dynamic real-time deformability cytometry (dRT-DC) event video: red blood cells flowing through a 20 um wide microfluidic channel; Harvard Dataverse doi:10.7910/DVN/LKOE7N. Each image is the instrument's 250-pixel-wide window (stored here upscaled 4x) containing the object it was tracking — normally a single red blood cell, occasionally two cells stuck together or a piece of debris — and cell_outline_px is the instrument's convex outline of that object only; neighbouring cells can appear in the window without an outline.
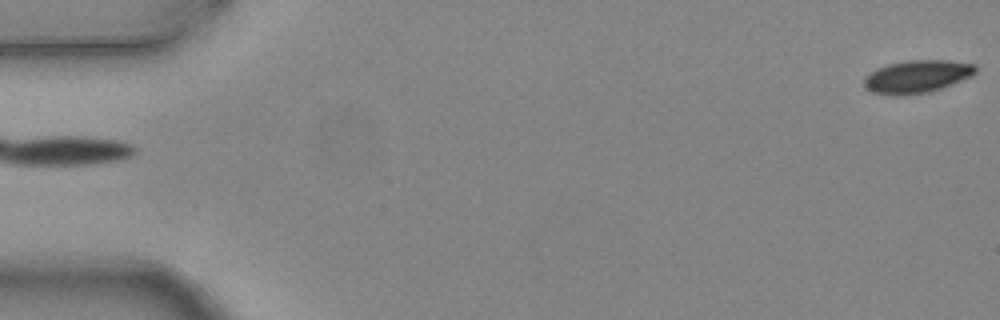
{"species": "common noctule bat (a hibernating species)", "species_latin": "Nyctalus noctula", "temperature_condition": "warm", "stored_images_in_passage": 5, "camera_frame_rate_fps": 3000, "um_per_image_px": 0.085, "animal": {"sex": "female", "body_mass_g": 24.6, "forearm_length_mm": 56.2}, "frame": {"image": 1, "passage_image": 5, "time_ms": 1.333, "image_size_px": [1000, 320], "cell_outline_px": [[976, 72], [972, 76], [940, 88], [928, 92], [904, 96], [896, 96], [872, 92], [864, 84], [864, 76], [876, 68], [888, 64], [908, 60], [948, 60], [976, 64]], "centroid_in_image_um": [77.94, 6.5], "position_along_channel_um": 7.1, "area_um2": 21.33}}